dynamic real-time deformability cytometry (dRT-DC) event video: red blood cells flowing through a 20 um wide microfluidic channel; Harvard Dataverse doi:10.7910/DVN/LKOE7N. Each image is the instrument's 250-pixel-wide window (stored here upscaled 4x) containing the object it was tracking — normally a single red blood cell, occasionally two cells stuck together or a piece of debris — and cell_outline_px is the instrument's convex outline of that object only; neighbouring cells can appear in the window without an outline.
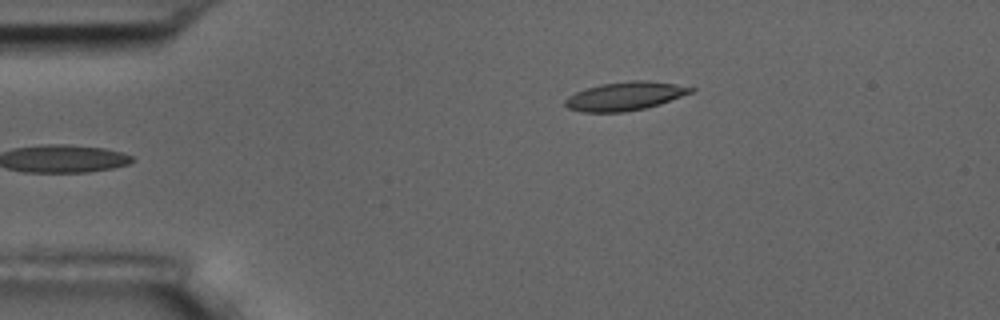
{"species": "common noctule bat (a hibernating species)", "species_latin": "Nyctalus noctula", "temperature_condition": "room temperature", "stored_images_in_passage": 6, "camera_frame_rate_fps": 3000, "um_per_image_px": 0.085, "animal": {"sex": "male", "body_mass_g": 17.5, "forearm_length_mm": 52.3}, "frame": {"image": 1, "passage_image": 6, "time_ms": 6.0, "image_size_px": [1000, 320], "cell_outline_px": [[696, 88], [692, 92], [660, 104], [644, 108], [624, 112], [584, 112], [568, 108], [564, 104], [564, 100], [568, 96], [576, 92], [600, 84], [632, 80], [644, 80], [676, 84]], "centroid_in_image_um": [53.11, 8.17], "position_along_channel_um": 31.9, "area_um2": 20.75}}